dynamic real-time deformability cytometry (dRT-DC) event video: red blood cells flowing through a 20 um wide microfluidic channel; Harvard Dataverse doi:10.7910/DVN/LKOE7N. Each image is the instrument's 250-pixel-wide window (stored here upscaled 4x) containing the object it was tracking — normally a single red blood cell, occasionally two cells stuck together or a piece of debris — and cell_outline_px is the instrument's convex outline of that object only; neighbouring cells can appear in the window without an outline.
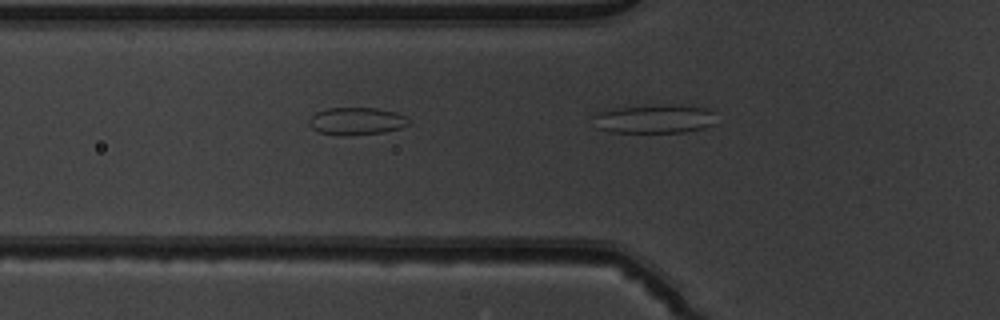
{"species": "common noctule bat (a hibernating species)", "species_latin": "Nyctalus noctula", "temperature_condition": "warm", "stored_images_in_passage": 6, "camera_frame_rate_fps": 3000, "um_per_image_px": 0.085, "animal": {"sex": "male", "body_mass_g": 19.5, "forearm_length_mm": 54.6}, "frame": {"image": 1, "passage_image": 6, "time_ms": 1.667, "image_size_px": [1000, 320], "cell_outline_px": [[716, 124], [704, 128], [684, 132], [612, 132], [596, 128], [596, 116], [600, 112], [612, 108], [708, 108], [712, 112]], "centroid_in_image_um": [55.63, 10.18], "position_along_channel_um": 70.2, "area_um2": 19.07}}